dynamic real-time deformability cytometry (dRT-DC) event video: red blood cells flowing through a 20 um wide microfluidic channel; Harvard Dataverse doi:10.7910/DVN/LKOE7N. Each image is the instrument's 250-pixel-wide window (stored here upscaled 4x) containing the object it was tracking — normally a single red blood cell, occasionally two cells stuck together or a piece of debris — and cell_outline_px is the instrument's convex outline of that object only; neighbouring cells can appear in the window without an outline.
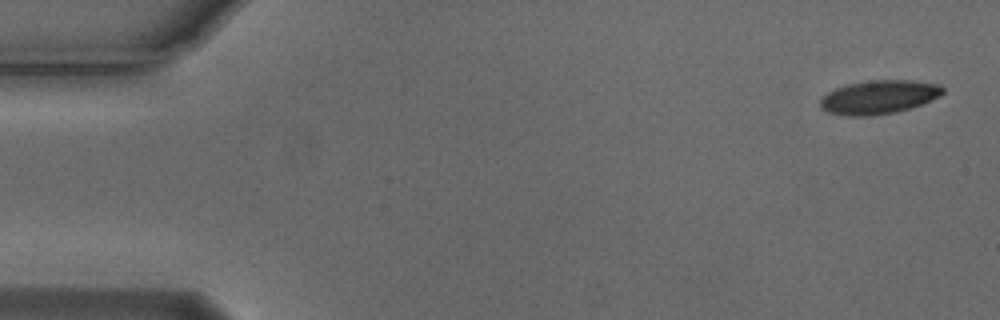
{"species": "Egyptian fruit bat (a non-hibernating species)", "species_latin": "Rousettus aegyptiacus", "temperature_condition": "cold", "stored_images_in_passage": 2, "camera_frame_rate_fps": 3000, "um_per_image_px": 0.085, "animal": {"sex": "male"}, "frame": {"image": 1, "passage_image": 2, "time_ms": 0.333, "image_size_px": [1000, 320], "cell_outline_px": [[944, 92], [940, 96], [920, 104], [896, 112], [872, 116], [848, 116], [828, 112], [820, 108], [820, 100], [828, 92], [836, 88], [848, 84], [876, 80], [912, 80], [940, 84], [944, 88]], "centroid_in_image_um": [74.71, 8.25], "position_along_channel_um": 10.3, "area_um2": 23.93}}